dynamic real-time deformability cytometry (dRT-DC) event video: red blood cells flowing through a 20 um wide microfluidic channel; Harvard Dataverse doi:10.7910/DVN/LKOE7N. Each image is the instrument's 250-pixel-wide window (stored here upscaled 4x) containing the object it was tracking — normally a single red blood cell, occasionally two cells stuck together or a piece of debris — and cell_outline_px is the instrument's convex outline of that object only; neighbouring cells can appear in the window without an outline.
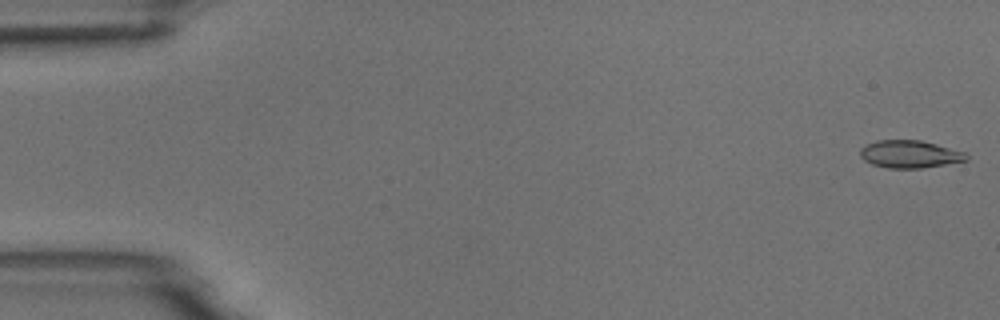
{"species": "common noctule bat (a hibernating species)", "species_latin": "Nyctalus noctula", "temperature_condition": "room temperature", "stored_images_in_passage": 6, "camera_frame_rate_fps": 3000, "um_per_image_px": 0.085, "animal": {"sex": "male", "body_mass_g": 18.8}, "frame": {"image": 1, "passage_image": 1, "time_ms": 0.0, "image_size_px": [1000, 320], "cell_outline_px": [[968, 160], [920, 168], [888, 168], [872, 164], [864, 160], [860, 156], [860, 148], [876, 140], [920, 140], [936, 144], [964, 152], [968, 156]], "centroid_in_image_um": [77.3, 13.1], "position_along_channel_um": 7.7, "area_um2": 16.88}}